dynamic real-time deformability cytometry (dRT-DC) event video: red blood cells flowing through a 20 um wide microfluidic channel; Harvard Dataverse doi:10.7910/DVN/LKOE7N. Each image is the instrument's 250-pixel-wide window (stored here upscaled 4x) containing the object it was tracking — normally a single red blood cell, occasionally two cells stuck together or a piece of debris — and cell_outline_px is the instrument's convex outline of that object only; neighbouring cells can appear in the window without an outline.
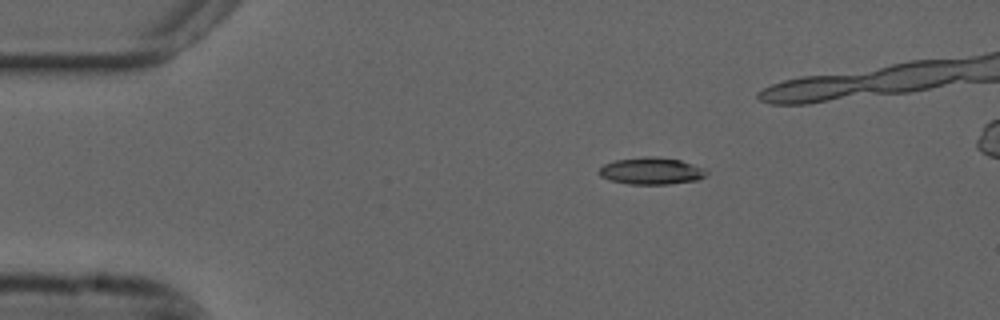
{"species": "common noctule bat (a hibernating species)", "species_latin": "Nyctalus noctula", "temperature_condition": "cold", "stored_images_in_passage": 36, "camera_frame_rate_fps": 3000, "um_per_image_px": 0.085, "animal": {"sex": "male", "forearm_length_mm": 52.5}, "frame": {"image": 1, "passage_image": 1, "time_ms": 0.0, "image_size_px": [1000, 320], "cell_outline_px": [[708, 172], [704, 176], [696, 180], [668, 184], [628, 184], [608, 180], [600, 176], [596, 172], [604, 164], [616, 160], [644, 156], [652, 156], [680, 160], [708, 168]], "centroid_in_image_um": [55.35, 14.53], "position_along_channel_um": 29.6, "area_um2": 17.05}}
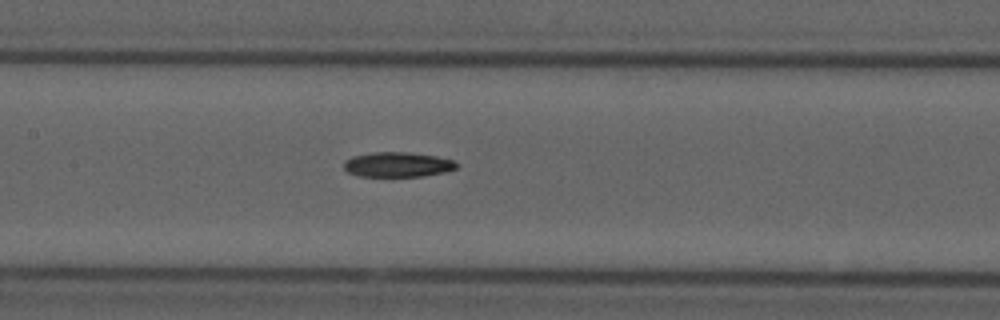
{"frame": {"image": 2, "passage_image": 17, "time_ms": 5.333, "image_size_px": [1000, 320], "cell_outline_px": [[460, 164], [456, 168], [444, 172], [420, 176], [360, 176], [348, 172], [344, 168], [344, 160], [352, 156], [372, 152], [404, 152], [436, 156], [452, 160]], "centroid_in_image_um": [33.78, 13.98], "position_along_channel_um": 173.6, "area_um2": 16.24}}
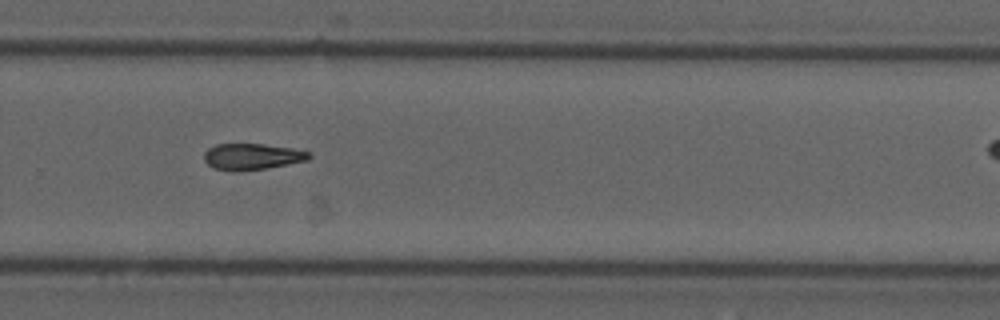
{"frame": {"image": 3, "passage_image": 28, "time_ms": 9.0, "image_size_px": [1000, 320], "cell_outline_px": [[312, 156], [308, 160], [268, 168], [240, 172], [232, 172], [212, 168], [204, 160], [204, 152], [208, 148], [216, 144], [264, 144], [292, 148], [308, 152]], "centroid_in_image_um": [21.39, 13.33], "position_along_channel_um": 308.4, "area_um2": 16.3}}